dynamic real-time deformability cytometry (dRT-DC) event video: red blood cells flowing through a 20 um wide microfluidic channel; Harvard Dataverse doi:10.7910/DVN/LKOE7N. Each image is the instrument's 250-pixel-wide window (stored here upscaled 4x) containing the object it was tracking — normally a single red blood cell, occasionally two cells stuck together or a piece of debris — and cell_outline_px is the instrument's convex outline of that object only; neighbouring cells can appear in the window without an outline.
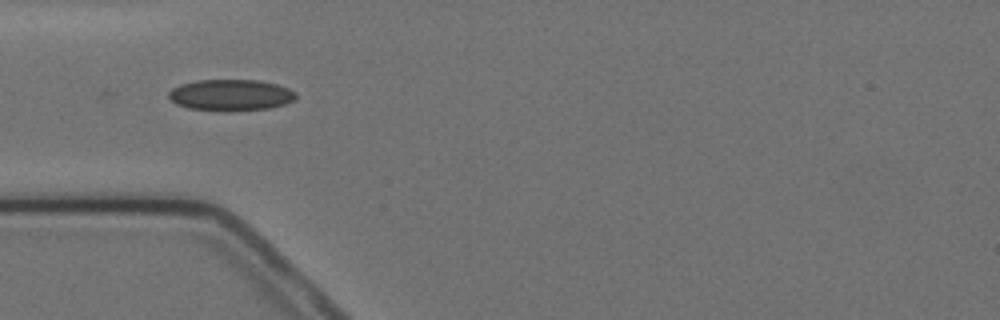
{"species": "Egyptian fruit bat (a non-hibernating species)", "species_latin": "Rousettus aegyptiacus", "temperature_condition": "cold", "stored_images_in_passage": 6, "camera_frame_rate_fps": 3000, "um_per_image_px": 0.085, "animal": {"sex": "female"}, "frame": {"image": 1, "passage_image": 5, "time_ms": 4.667, "image_size_px": [1000, 320], "cell_outline_px": [[296, 96], [292, 100], [284, 104], [268, 108], [228, 112], [188, 108], [176, 104], [168, 96], [168, 92], [172, 88], [180, 84], [196, 80], [260, 80], [276, 84], [288, 88], [296, 92]], "centroid_in_image_um": [19.58, 8.08], "position_along_channel_um": 65.4, "area_um2": 23.35}}
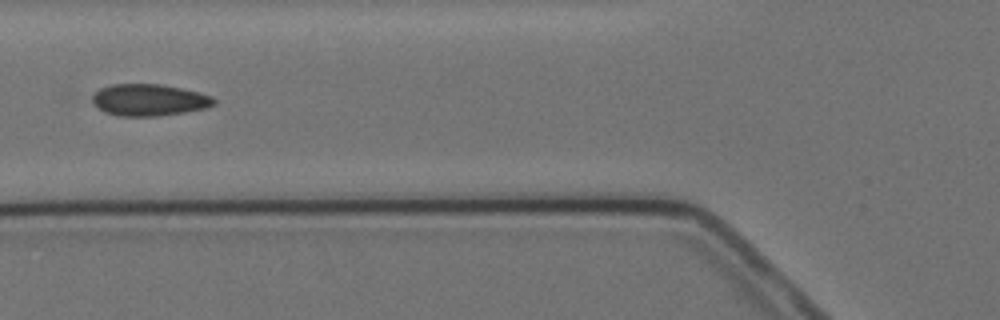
{"frame": {"image": 2, "passage_image": 6, "time_ms": 6.0, "image_size_px": [1000, 320], "cell_outline_px": [[216, 104], [204, 108], [184, 112], [160, 116], [120, 116], [104, 112], [92, 104], [92, 96], [100, 88], [112, 84], [160, 84], [180, 88], [212, 96], [216, 100]], "centroid_in_image_um": [12.64, 8.5], "position_along_channel_um": 113.2, "area_um2": 22.48}}